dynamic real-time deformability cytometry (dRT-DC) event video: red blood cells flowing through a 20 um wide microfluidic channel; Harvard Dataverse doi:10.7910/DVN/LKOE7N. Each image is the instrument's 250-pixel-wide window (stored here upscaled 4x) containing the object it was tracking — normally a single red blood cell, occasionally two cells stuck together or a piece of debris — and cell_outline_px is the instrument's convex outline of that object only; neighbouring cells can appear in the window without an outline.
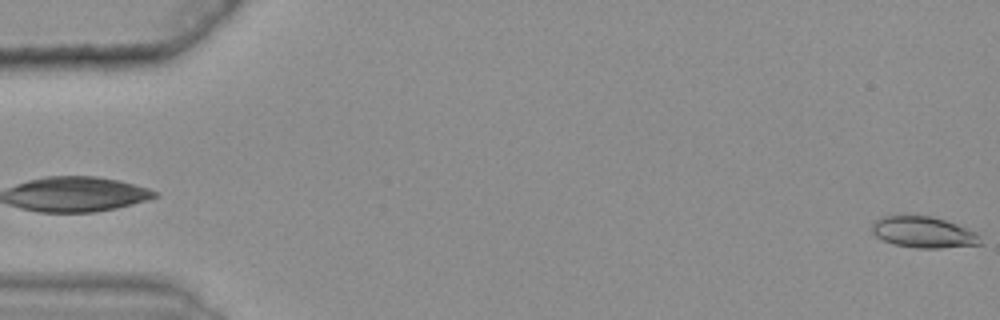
{"species": "common noctule bat (a hibernating species)", "species_latin": "Nyctalus noctula", "temperature_condition": "warm", "stored_images_in_passage": 11, "camera_frame_rate_fps": 3000, "um_per_image_px": 0.085, "animal": {"sex": "female", "body_mass_g": 25.1}, "frame": {"image": 1, "passage_image": 1, "time_ms": 0.0, "image_size_px": [1000, 320], "cell_outline_px": [[984, 244], [940, 248], [916, 248], [896, 244], [884, 240], [876, 236], [872, 232], [872, 224], [876, 220], [884, 216], [932, 216], [956, 224], [976, 232], [980, 236]], "centroid_in_image_um": [78.54, 19.75], "position_along_channel_um": 6.5, "area_um2": 19.54}}